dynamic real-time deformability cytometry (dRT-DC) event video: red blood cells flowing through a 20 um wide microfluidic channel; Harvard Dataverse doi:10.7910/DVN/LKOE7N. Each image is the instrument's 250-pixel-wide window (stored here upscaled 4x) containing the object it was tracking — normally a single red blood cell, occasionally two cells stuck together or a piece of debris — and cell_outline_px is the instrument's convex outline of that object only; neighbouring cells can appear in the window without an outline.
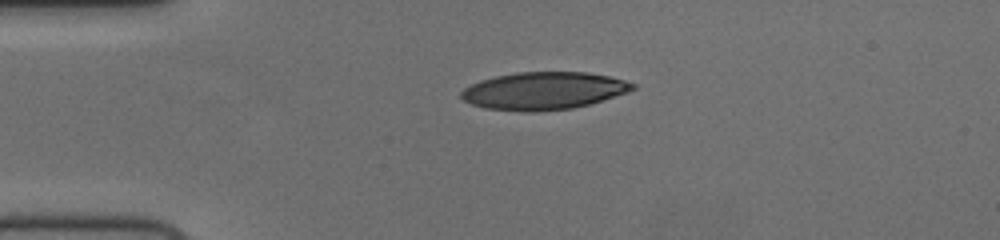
{"species": "human", "species_latin": "Homo sapiens", "temperature_condition": "cold", "stored_images_in_passage": 43, "camera_frame_rate_fps": 3000, "um_per_image_px": 0.085, "donor": {"sex": "female"}, "frame": {"image": 1, "passage_image": 1, "time_ms": 0.0, "image_size_px": [1000, 240], "cell_outline_px": [[636, 88], [628, 92], [588, 104], [572, 108], [532, 112], [528, 112], [484, 108], [472, 104], [464, 100], [460, 96], [460, 92], [464, 88], [480, 80], [496, 76], [516, 72], [588, 72], [608, 76], [624, 80], [636, 84]], "centroid_in_image_um": [46.2, 7.71], "position_along_channel_um": 38.8, "area_um2": 37.4}}
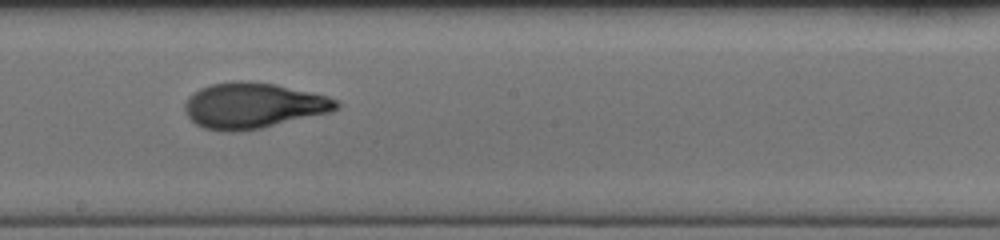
{"frame": {"image": 2, "passage_image": 19, "time_ms": 6.0, "image_size_px": [1000, 240], "cell_outline_px": [[340, 108], [328, 112], [260, 128], [232, 132], [228, 132], [204, 128], [196, 124], [188, 116], [184, 108], [184, 104], [188, 96], [200, 88], [212, 84], [240, 80], [244, 80], [276, 84], [328, 96], [336, 100], [340, 104]], "centroid_in_image_um": [21.49, 8.96], "position_along_channel_um": 226.7, "area_um2": 40.0}}
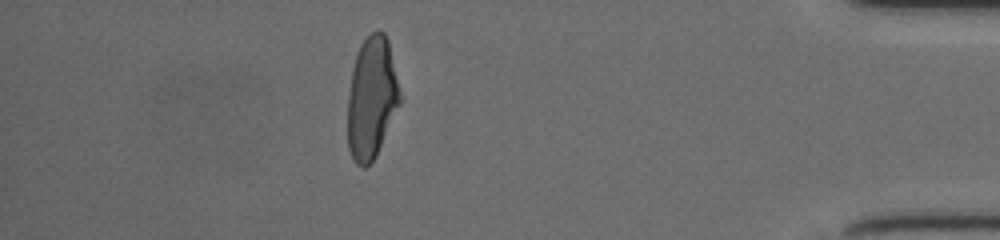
{"frame": {"image": 3, "passage_image": 37, "time_ms": 12.0, "image_size_px": [1000, 240], "cell_outline_px": [[400, 104], [376, 156], [364, 168], [360, 168], [356, 164], [348, 148], [348, 92], [352, 68], [360, 44], [372, 32], [384, 32], [388, 40], [400, 92]], "centroid_in_image_um": [31.58, 8.35], "position_along_channel_um": 403.6, "area_um2": 36.88}, "authors_computed_cell_mechanics": {"area_um2": 38.8416, "velocity_mm_per_s": 3.717, "shape_relaxation_time_tau1_ms": 4.9957, "shape_relaxation_time_tau2_ms": 1.2205, "deformation_change_tau1": 0.2239, "deformation_change_tau2": 0.076}}